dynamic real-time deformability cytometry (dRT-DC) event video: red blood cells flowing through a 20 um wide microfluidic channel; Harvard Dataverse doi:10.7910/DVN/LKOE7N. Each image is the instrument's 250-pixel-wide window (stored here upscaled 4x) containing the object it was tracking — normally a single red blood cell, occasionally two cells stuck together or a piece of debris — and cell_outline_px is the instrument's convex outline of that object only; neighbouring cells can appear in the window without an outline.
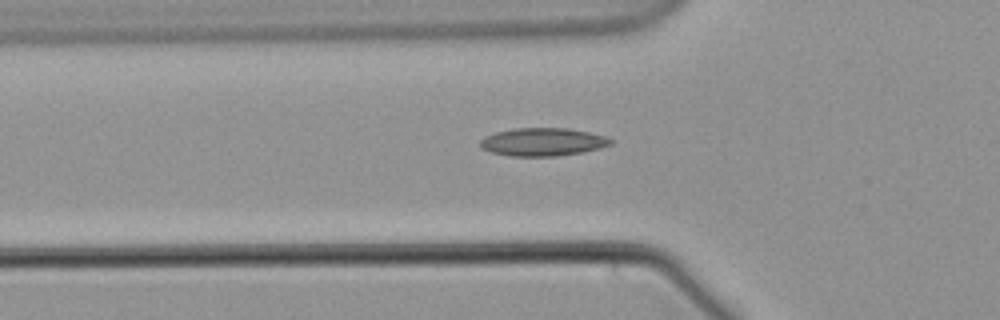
{"species": "common noctule bat (a hibernating species)", "species_latin": "Nyctalus noctula", "temperature_condition": "warm", "stored_images_in_passage": 51, "camera_frame_rate_fps": 3000, "um_per_image_px": 0.085, "animal": {"sex": "male", "body_mass_g": 21.5, "forearm_length_mm": 52.0}, "frame": {"image": 1, "passage_image": 20, "time_ms": 6.333, "image_size_px": [1000, 320], "cell_outline_px": [[616, 140], [612, 144], [600, 148], [580, 152], [556, 156], [508, 156], [492, 152], [480, 148], [480, 140], [484, 136], [496, 132], [512, 128], [568, 128], [588, 132], [604, 136]], "centroid_in_image_um": [46.12, 12.06], "position_along_channel_um": 79.7, "area_um2": 21.39}}
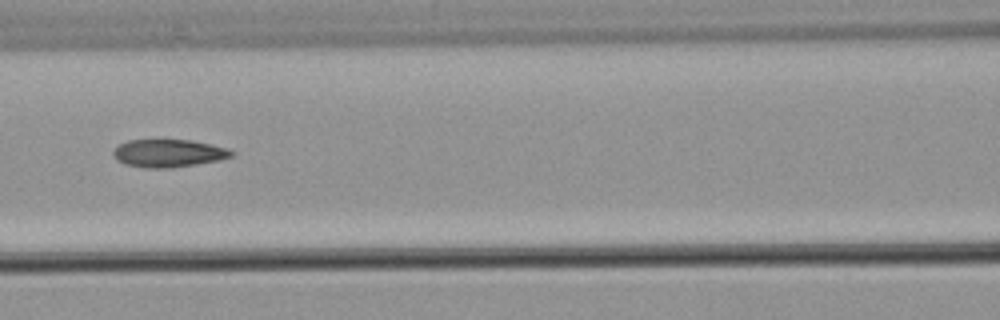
{"frame": {"image": 2, "passage_image": 26, "time_ms": 8.333, "image_size_px": [1000, 320], "cell_outline_px": [[236, 152], [232, 156], [216, 160], [196, 164], [172, 168], [148, 168], [128, 164], [116, 160], [112, 156], [112, 152], [120, 144], [128, 140], [192, 140], [212, 144], [228, 148]], "centroid_in_image_um": [14.33, 13.02], "position_along_channel_um": 152.3, "area_um2": 19.07}}
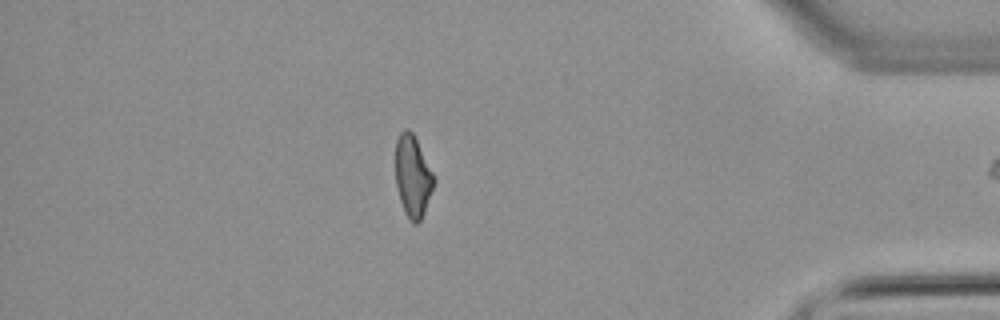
{"frame": {"image": 3, "passage_image": 50, "time_ms": 16.333, "image_size_px": [1000, 320], "cell_outline_px": [[436, 180], [424, 212], [420, 220], [416, 224], [412, 224], [400, 200], [396, 184], [396, 140], [400, 132], [404, 128], [408, 128], [412, 132]], "centroid_in_image_um": [35.08, 14.97], "position_along_channel_um": 400.1, "area_um2": 17.86}}